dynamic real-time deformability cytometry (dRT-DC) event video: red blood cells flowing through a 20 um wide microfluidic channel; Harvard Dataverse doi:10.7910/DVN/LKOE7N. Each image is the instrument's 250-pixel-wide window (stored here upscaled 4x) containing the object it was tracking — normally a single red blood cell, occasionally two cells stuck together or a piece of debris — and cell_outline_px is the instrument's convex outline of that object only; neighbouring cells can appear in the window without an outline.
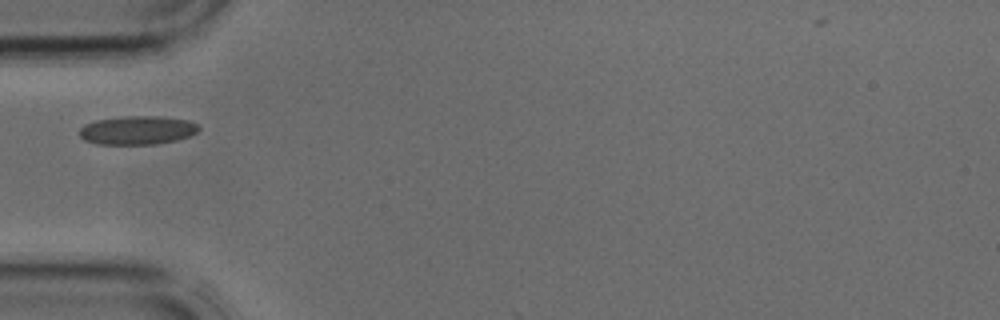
{"species": "common noctule bat (a hibernating species)", "species_latin": "Nyctalus noctula", "temperature_condition": "cold", "stored_images_in_passage": 2, "camera_frame_rate_fps": 3000, "um_per_image_px": 0.085, "animal": {"sex": "male", "body_mass_g": 17.9, "forearm_length_mm": 54.2}, "frame": {"image": 1, "passage_image": 2, "time_ms": 0.333, "image_size_px": [1000, 320], "cell_outline_px": [[200, 128], [196, 132], [188, 136], [176, 140], [156, 144], [96, 144], [84, 140], [80, 136], [80, 128], [84, 124], [96, 120], [124, 116], [160, 116], [188, 120], [200, 124]], "centroid_in_image_um": [11.68, 11.06], "position_along_channel_um": 73.3, "area_um2": 20.0}}